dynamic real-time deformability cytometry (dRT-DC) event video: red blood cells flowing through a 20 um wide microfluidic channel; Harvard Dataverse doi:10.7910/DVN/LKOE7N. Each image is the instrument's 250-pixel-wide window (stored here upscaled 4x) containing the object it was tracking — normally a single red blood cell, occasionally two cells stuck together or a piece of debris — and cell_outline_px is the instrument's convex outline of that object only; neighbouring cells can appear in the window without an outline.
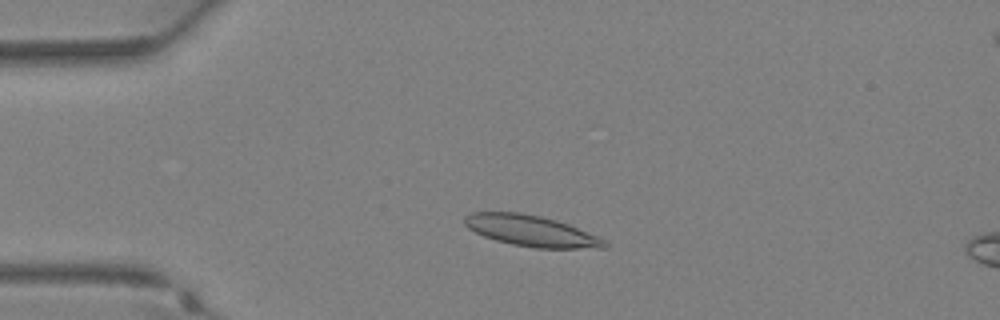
{"species": "Egyptian fruit bat (a non-hibernating species)", "species_latin": "Rousettus aegyptiacus", "temperature_condition": "warm", "stored_images_in_passage": 31, "camera_frame_rate_fps": 3000, "um_per_image_px": 0.085, "animal": {"sex": "female"}, "frame": {"image": 1, "passage_image": 3, "time_ms": 0.667, "image_size_px": [1000, 320], "cell_outline_px": [[608, 248], [536, 248], [512, 244], [496, 240], [484, 236], [468, 228], [464, 224], [464, 216], [472, 212], [520, 212], [540, 216], [556, 220], [568, 224], [596, 236], [604, 240], [608, 244]], "centroid_in_image_um": [45.13, 19.62], "position_along_channel_um": 39.9, "area_um2": 25.09}}
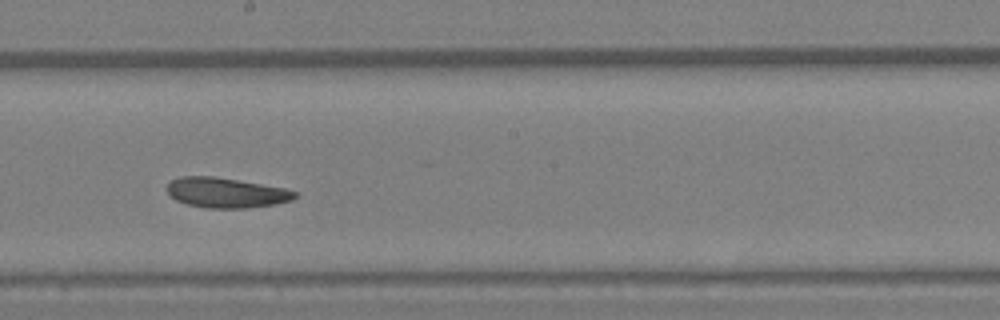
{"frame": {"image": 2, "passage_image": 15, "time_ms": 4.667, "image_size_px": [1000, 320], "cell_outline_px": [[296, 196], [292, 200], [272, 204], [248, 208], [204, 208], [188, 204], [176, 200], [168, 192], [168, 184], [172, 180], [180, 176], [216, 176], [284, 188], [296, 192]], "centroid_in_image_um": [19.2, 16.37], "position_along_channel_um": 229.0, "area_um2": 22.2}}
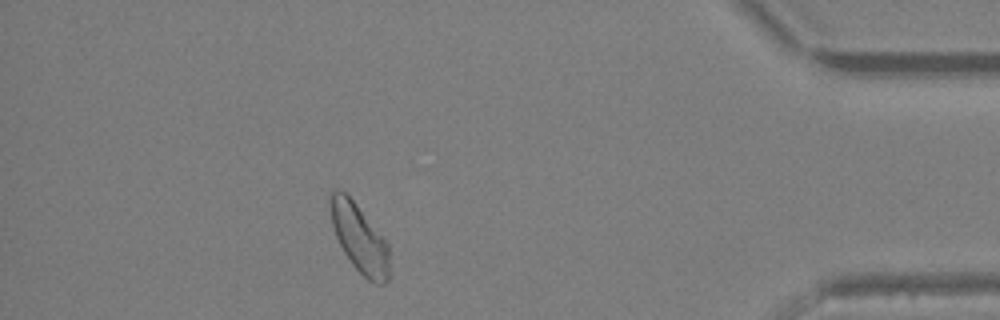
{"frame": {"image": 3, "passage_image": 27, "time_ms": 8.667, "image_size_px": [1000, 320], "cell_outline_px": [[388, 280], [384, 284], [376, 284], [368, 280], [352, 264], [344, 252], [336, 236], [332, 224], [328, 204], [328, 196], [336, 188], [340, 188], [356, 204], [388, 244]], "centroid_in_image_um": [30.51, 20.22], "position_along_channel_um": 404.7, "area_um2": 23.18}}